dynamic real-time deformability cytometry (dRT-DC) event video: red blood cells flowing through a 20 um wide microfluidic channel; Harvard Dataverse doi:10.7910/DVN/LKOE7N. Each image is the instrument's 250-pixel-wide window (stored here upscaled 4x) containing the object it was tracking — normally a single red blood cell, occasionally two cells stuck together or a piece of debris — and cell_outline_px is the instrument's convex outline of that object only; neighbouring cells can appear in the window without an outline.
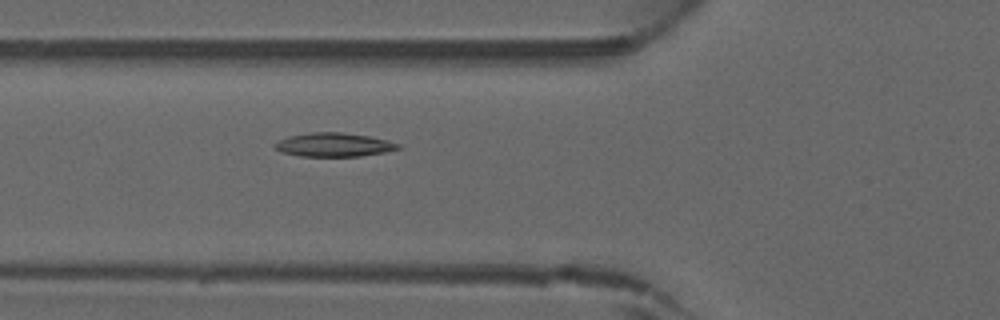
{"species": "common noctule bat (a hibernating species)", "species_latin": "Nyctalus noctula", "temperature_condition": "warm", "stored_images_in_passage": 32, "camera_frame_rate_fps": 3000, "um_per_image_px": 0.085, "animal": {"sex": "male", "forearm_length_mm": 52.5}, "frame": {"image": 1, "passage_image": 4, "time_ms": 1.0, "image_size_px": [1000, 320], "cell_outline_px": [[400, 148], [384, 152], [360, 156], [300, 156], [280, 152], [272, 144], [288, 136], [308, 132], [340, 132], [368, 136], [388, 140], [400, 144]], "centroid_in_image_um": [28.34, 12.3], "position_along_channel_um": 97.5, "area_um2": 17.05}}
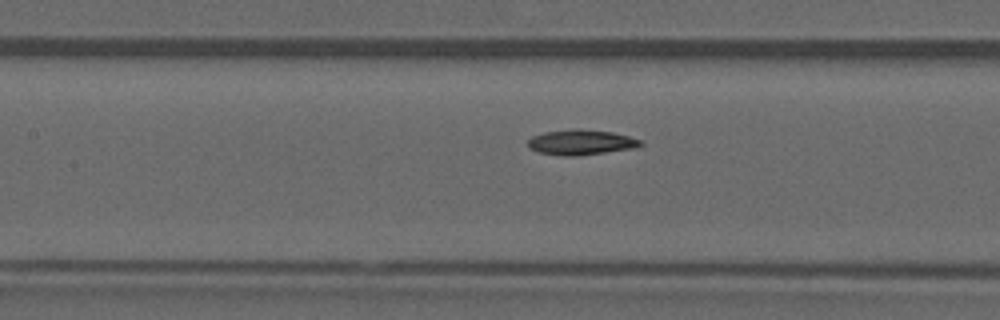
{"frame": {"image": 2, "passage_image": 8, "time_ms": 2.333, "image_size_px": [1000, 320], "cell_outline_px": [[644, 144], [632, 148], [576, 156], [560, 156], [536, 152], [528, 148], [528, 140], [532, 136], [544, 132], [572, 128], [580, 128], [612, 132], [628, 136], [640, 140]], "centroid_in_image_um": [49.31, 12.09], "position_along_channel_um": 158.1, "area_um2": 16.65}}
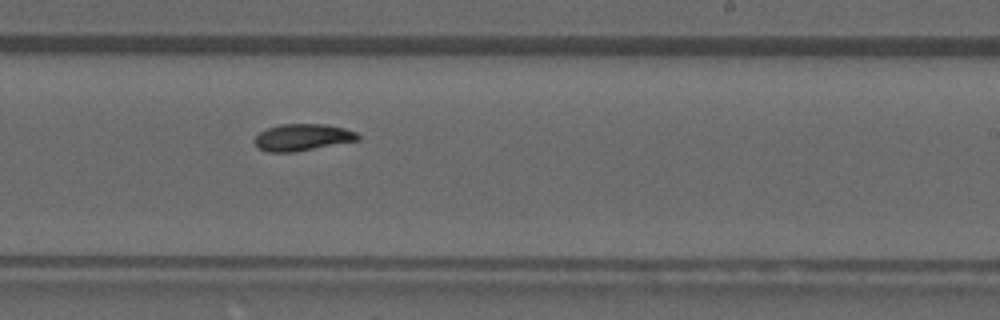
{"frame": {"image": 3, "passage_image": 15, "time_ms": 4.667, "image_size_px": [1000, 320], "cell_outline_px": [[360, 140], [296, 152], [268, 152], [260, 148], [252, 140], [260, 132], [268, 128], [280, 124], [324, 124], [344, 128], [356, 132], [360, 136]], "centroid_in_image_um": [25.73, 11.68], "position_along_channel_um": 263.3, "area_um2": 16.18}}